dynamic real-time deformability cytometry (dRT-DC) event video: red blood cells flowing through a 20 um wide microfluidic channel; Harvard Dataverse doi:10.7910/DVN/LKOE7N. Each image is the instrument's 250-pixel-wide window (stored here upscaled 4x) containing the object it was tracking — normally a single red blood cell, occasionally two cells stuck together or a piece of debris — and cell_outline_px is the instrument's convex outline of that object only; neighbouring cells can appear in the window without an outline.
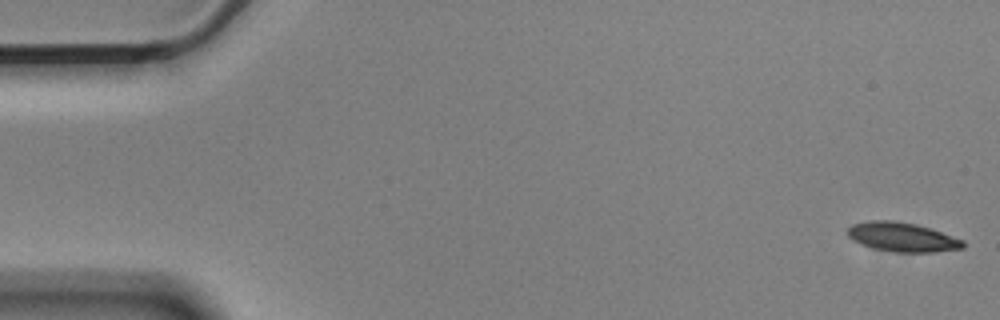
{"species": "Egyptian fruit bat (a non-hibernating species)", "species_latin": "Rousettus aegyptiacus", "temperature_condition": "cold", "stored_images_in_passage": 55, "camera_frame_rate_fps": 3000, "um_per_image_px": 0.085, "animal": {"sex": "male"}, "frame": {"image": 1, "passage_image": 1, "time_ms": 0.0, "image_size_px": [1000, 320], "cell_outline_px": [[964, 248], [936, 252], [892, 252], [872, 248], [860, 244], [852, 240], [848, 236], [848, 228], [852, 224], [868, 220], [892, 220], [916, 224], [964, 240]], "centroid_in_image_um": [76.66, 20.15], "position_along_channel_um": 8.3, "area_um2": 19.71}}
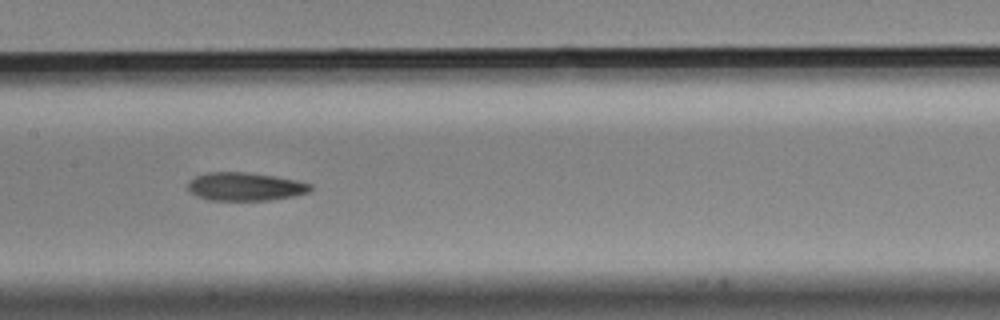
{"frame": {"image": 2, "passage_image": 27, "time_ms": 8.667, "image_size_px": [1000, 320], "cell_outline_px": [[312, 188], [308, 192], [292, 196], [268, 200], [208, 200], [196, 196], [188, 188], [188, 184], [196, 176], [208, 172], [248, 172], [276, 176], [296, 180], [312, 184]], "centroid_in_image_um": [20.85, 15.85], "position_along_channel_um": 186.6, "area_um2": 20.06}}
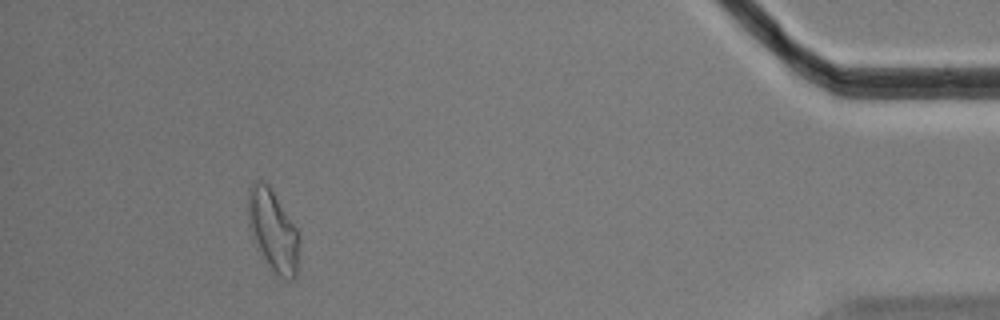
{"frame": {"image": 3, "passage_image": 51, "time_ms": 16.667, "image_size_px": [1000, 320], "cell_outline_px": [[300, 240], [296, 276], [292, 280], [284, 280], [272, 268], [264, 256], [248, 224], [248, 188], [256, 180], [260, 180], [268, 184], [296, 228], [300, 236]], "centroid_in_image_um": [23.23, 19.57], "position_along_channel_um": 412.0, "area_um2": 23.58}, "authors_computed_cell_mechanics": {"area_um2": 20.6346, "velocity_mm_per_s": 3.5812, "shape_relaxation_time_tau1_ms": 4.5677, "shape_relaxation_time_tau2_ms": 6.0377, "deformation_change_tau1": 0.136, "deformation_change_tau2": 0.1525}}